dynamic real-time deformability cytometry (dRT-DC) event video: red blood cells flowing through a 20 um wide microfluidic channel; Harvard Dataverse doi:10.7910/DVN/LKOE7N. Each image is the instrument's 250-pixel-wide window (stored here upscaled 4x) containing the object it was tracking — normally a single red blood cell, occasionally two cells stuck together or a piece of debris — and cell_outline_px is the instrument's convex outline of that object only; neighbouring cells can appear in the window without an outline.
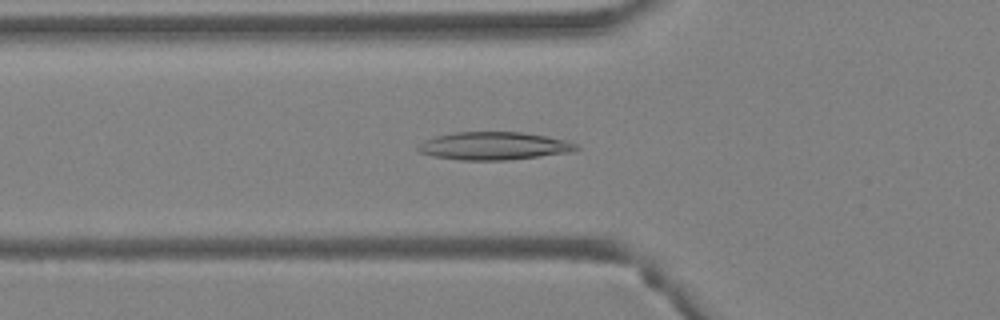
{"species": "Egyptian fruit bat (a non-hibernating species)", "species_latin": "Rousettus aegyptiacus", "temperature_condition": "warm", "stored_images_in_passage": 49, "camera_frame_rate_fps": 3000, "um_per_image_px": 0.085, "animal": {"sex": "female"}, "frame": {"image": 1, "passage_image": 18, "time_ms": 5.667, "image_size_px": [1000, 320], "cell_outline_px": [[580, 148], [572, 152], [508, 160], [460, 160], [432, 156], [420, 152], [416, 148], [424, 140], [436, 136], [456, 132], [524, 132], [564, 140], [576, 144]], "centroid_in_image_um": [41.97, 12.41], "position_along_channel_um": 83.8, "area_um2": 25.61}}
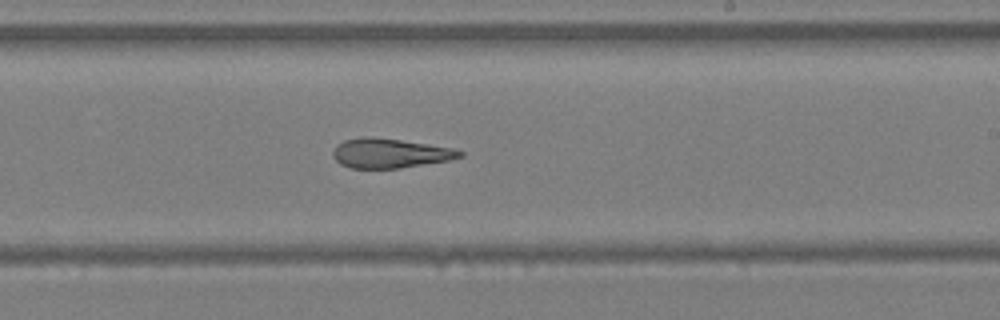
{"frame": {"image": 2, "passage_image": 30, "time_ms": 9.667, "image_size_px": [1000, 320], "cell_outline_px": [[464, 156], [448, 160], [400, 168], [352, 168], [340, 164], [332, 156], [332, 152], [336, 144], [344, 140], [364, 136], [400, 140], [428, 144], [452, 148], [464, 152]], "centroid_in_image_um": [33.11, 13.02], "position_along_channel_um": 255.9, "area_um2": 21.68}}
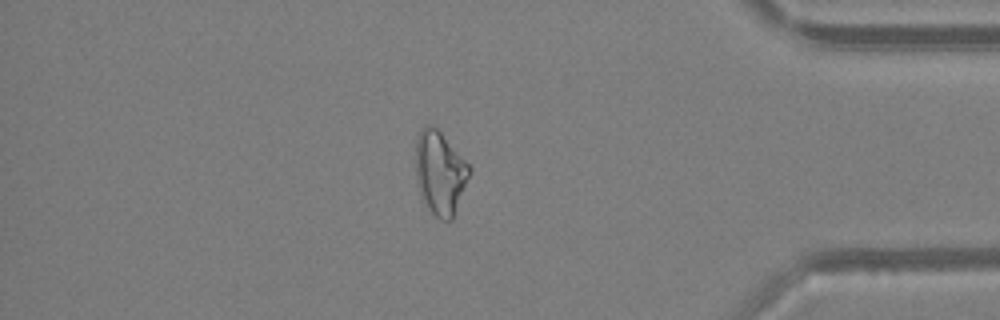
{"frame": {"image": 3, "passage_image": 42, "time_ms": 13.667, "image_size_px": [1000, 320], "cell_outline_px": [[472, 172], [452, 220], [440, 220], [432, 212], [424, 200], [416, 184], [416, 140], [420, 128], [424, 124], [432, 124], [440, 132], [472, 168]], "centroid_in_image_um": [37.41, 14.67], "position_along_channel_um": 397.8, "area_um2": 26.13}, "authors_computed_cell_mechanics": {"area_um2": 26.1256, "velocity_mm_per_s": 4.2939, "shape_relaxation_time_tau1_ms": null, "shape_relaxation_time_tau2_ms": 4.0553, "deformation_change_tau1": null, "deformation_change_tau2": 0.1514}}